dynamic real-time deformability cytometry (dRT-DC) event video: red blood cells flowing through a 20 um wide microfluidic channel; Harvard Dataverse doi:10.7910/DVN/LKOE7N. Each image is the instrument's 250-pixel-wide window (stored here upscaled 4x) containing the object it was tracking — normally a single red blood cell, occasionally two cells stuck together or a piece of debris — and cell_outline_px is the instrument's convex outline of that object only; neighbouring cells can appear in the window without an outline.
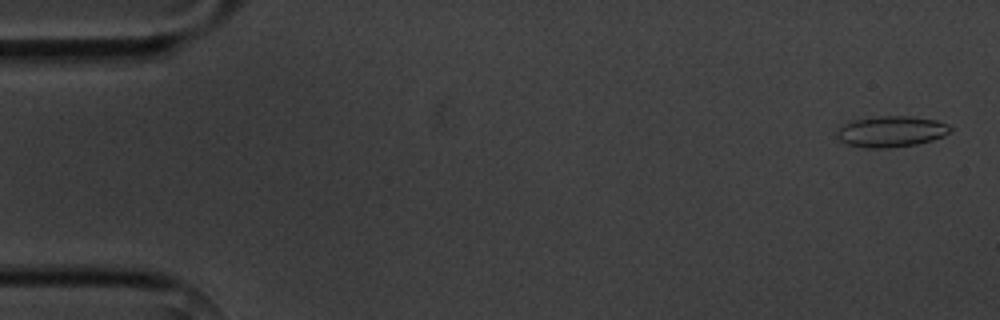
{"species": "common noctule bat (a hibernating species)", "species_latin": "Nyctalus noctula", "temperature_condition": "cold", "stored_images_in_passage": 5, "camera_frame_rate_fps": 3000, "um_per_image_px": 0.085, "animal": {"sex": "male", "body_mass_g": 20.1, "forearm_length_mm": 53.5}, "frame": {"image": 1, "passage_image": 1, "time_ms": 0.0, "image_size_px": [1000, 320], "cell_outline_px": [[952, 128], [944, 136], [932, 140], [916, 144], [888, 148], [864, 148], [848, 144], [840, 140], [836, 136], [836, 132], [844, 124], [852, 120], [880, 116], [908, 116], [936, 120], [948, 124]], "centroid_in_image_um": [75.74, 11.18], "position_along_channel_um": 9.3, "area_um2": 20.4}}
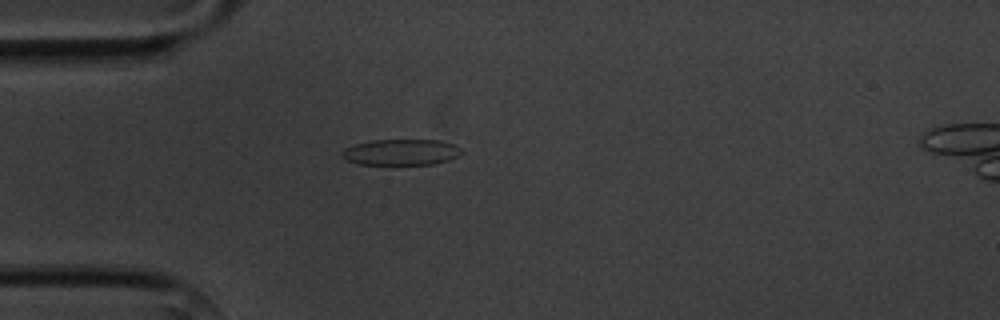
{"frame": {"image": 2, "passage_image": 4, "time_ms": 4.333, "image_size_px": [1000, 320], "cell_outline_px": [[464, 152], [460, 156], [448, 160], [432, 164], [356, 164], [344, 160], [340, 156], [340, 152], [344, 148], [356, 144], [372, 140], [440, 140], [456, 144]], "centroid_in_image_um": [34.08, 12.93], "position_along_channel_um": 50.9, "area_um2": 18.38}}